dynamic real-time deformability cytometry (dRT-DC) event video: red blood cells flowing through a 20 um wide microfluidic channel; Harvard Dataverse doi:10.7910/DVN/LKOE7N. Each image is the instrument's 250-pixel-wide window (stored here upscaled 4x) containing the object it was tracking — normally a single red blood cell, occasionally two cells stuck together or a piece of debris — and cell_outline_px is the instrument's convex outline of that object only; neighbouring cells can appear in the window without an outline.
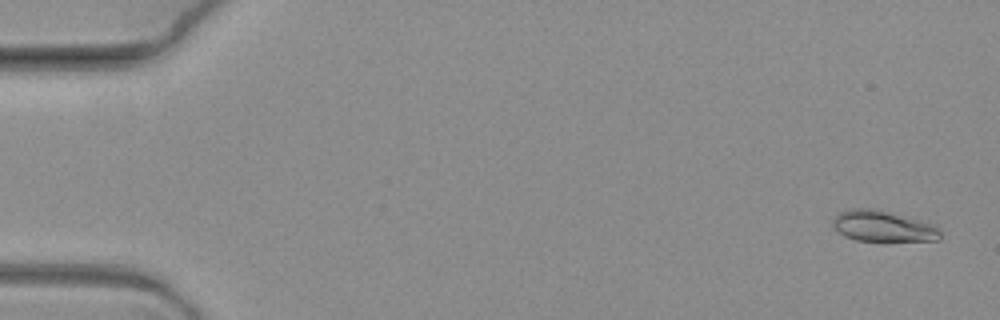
{"species": "common noctule bat (a hibernating species)", "species_latin": "Nyctalus noctula", "temperature_condition": "warm", "stored_images_in_passage": 7, "camera_frame_rate_fps": 3000, "um_per_image_px": 0.085, "animal": {"sex": "female", "body_mass_g": 19.3, "forearm_length_mm": 54.1}, "frame": {"image": 1, "passage_image": 1, "time_ms": 0.0, "image_size_px": [1000, 320], "cell_outline_px": [[940, 240], [880, 244], [856, 240], [844, 236], [832, 228], [832, 220], [840, 212], [848, 208], [868, 208], [920, 220], [936, 224], [940, 232]], "centroid_in_image_um": [75.06, 19.3], "position_along_channel_um": 9.9, "area_um2": 20.29}}
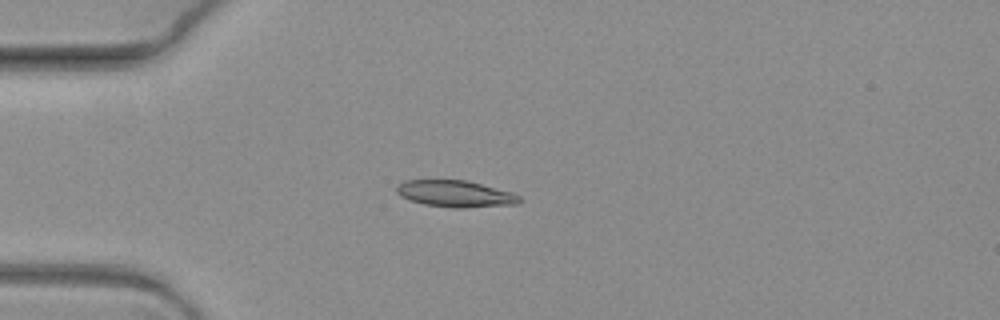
{"frame": {"image": 2, "passage_image": 5, "time_ms": 1.333, "image_size_px": [1000, 320], "cell_outline_px": [[520, 200], [516, 204], [464, 208], [452, 208], [424, 204], [408, 200], [400, 196], [396, 192], [396, 184], [404, 180], [468, 180], [512, 192], [520, 196]], "centroid_in_image_um": [38.66, 16.46], "position_along_channel_um": 46.3, "area_um2": 19.25}}
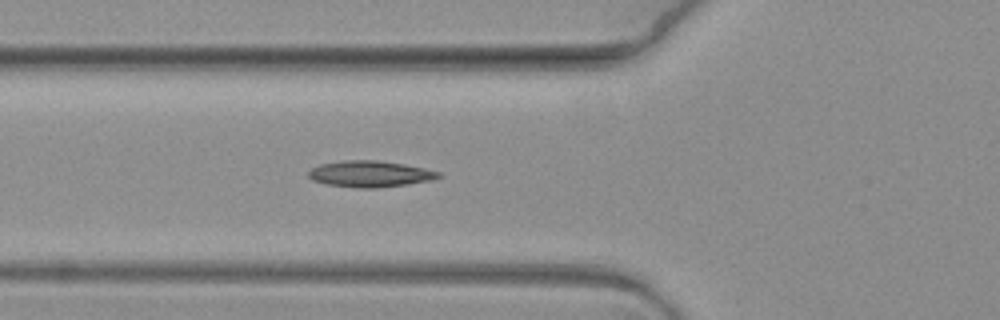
{"frame": {"image": 3, "passage_image": 7, "time_ms": 2.0, "image_size_px": [1000, 320], "cell_outline_px": [[444, 176], [436, 180], [408, 184], [376, 188], [356, 188], [324, 184], [312, 180], [308, 176], [308, 172], [312, 168], [320, 164], [344, 160], [380, 160], [404, 164], [424, 168], [440, 172]], "centroid_in_image_um": [31.49, 14.79], "position_along_channel_um": 94.3, "area_um2": 20.23}}